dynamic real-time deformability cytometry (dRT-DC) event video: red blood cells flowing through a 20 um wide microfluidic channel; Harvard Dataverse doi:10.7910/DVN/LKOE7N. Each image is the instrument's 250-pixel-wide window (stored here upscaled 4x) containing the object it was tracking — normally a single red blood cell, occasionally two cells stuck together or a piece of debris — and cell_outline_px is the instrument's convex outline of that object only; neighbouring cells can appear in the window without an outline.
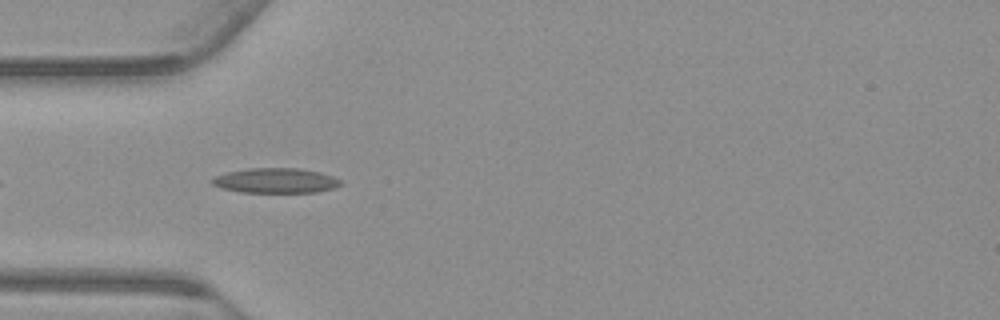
{"species": "common noctule bat (a hibernating species)", "species_latin": "Nyctalus noctula", "temperature_condition": "warm", "stored_images_in_passage": 41, "camera_frame_rate_fps": 3000, "um_per_image_px": 0.085, "animal": {"sex": "male", "body_mass_g": 23.1, "forearm_length_mm": 52.7}, "frame": {"image": 1, "passage_image": 3, "time_ms": 0.667, "image_size_px": [1000, 320], "cell_outline_px": [[344, 184], [336, 188], [316, 192], [240, 192], [220, 188], [212, 184], [208, 180], [216, 176], [228, 172], [248, 168], [300, 168], [320, 172], [332, 176], [340, 180]], "centroid_in_image_um": [23.44, 15.35], "position_along_channel_um": 61.6, "area_um2": 18.84}}
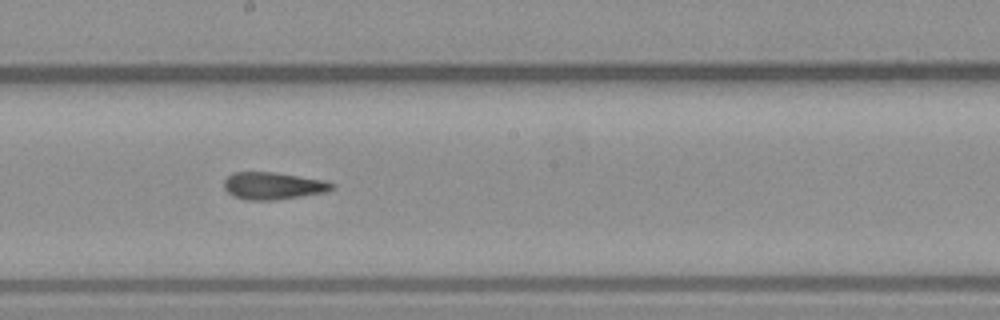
{"frame": {"image": 2, "passage_image": 16, "time_ms": 5.0, "image_size_px": [1000, 320], "cell_outline_px": [[336, 188], [324, 192], [276, 200], [244, 200], [232, 196], [224, 188], [224, 180], [232, 172], [276, 172], [324, 180], [336, 184]], "centroid_in_image_um": [23.21, 15.79], "position_along_channel_um": 225.0, "area_um2": 17.28}}
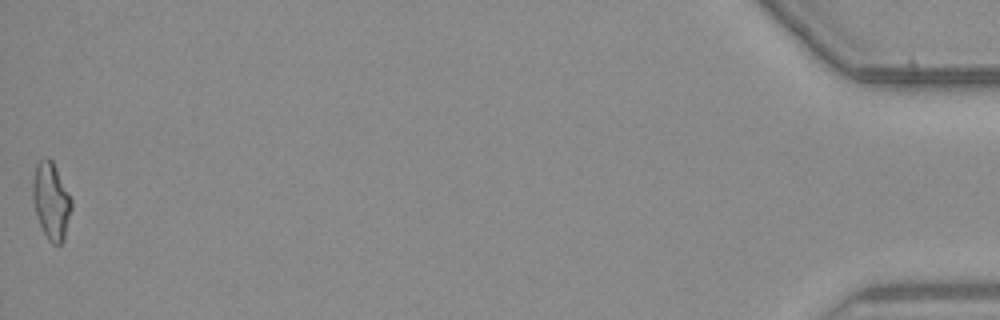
{"frame": {"image": 3, "passage_image": 41, "time_ms": 13.333, "image_size_px": [1000, 320], "cell_outline_px": [[72, 208], [64, 240], [60, 244], [52, 244], [48, 240], [36, 216], [32, 200], [32, 180], [36, 164], [44, 156], [48, 156], [52, 160], [72, 200]], "centroid_in_image_um": [4.33, 17.06], "position_along_channel_um": 430.9, "area_um2": 17.51}, "authors_computed_cell_mechanics": {"area_um2": 16.9932, "velocity_mm_per_s": 3.7689, "shape_relaxation_time_tau1_ms": null, "shape_relaxation_time_tau2_ms": 5.2958, "deformation_change_tau1": null, "deformation_change_tau2": 0.1431}}